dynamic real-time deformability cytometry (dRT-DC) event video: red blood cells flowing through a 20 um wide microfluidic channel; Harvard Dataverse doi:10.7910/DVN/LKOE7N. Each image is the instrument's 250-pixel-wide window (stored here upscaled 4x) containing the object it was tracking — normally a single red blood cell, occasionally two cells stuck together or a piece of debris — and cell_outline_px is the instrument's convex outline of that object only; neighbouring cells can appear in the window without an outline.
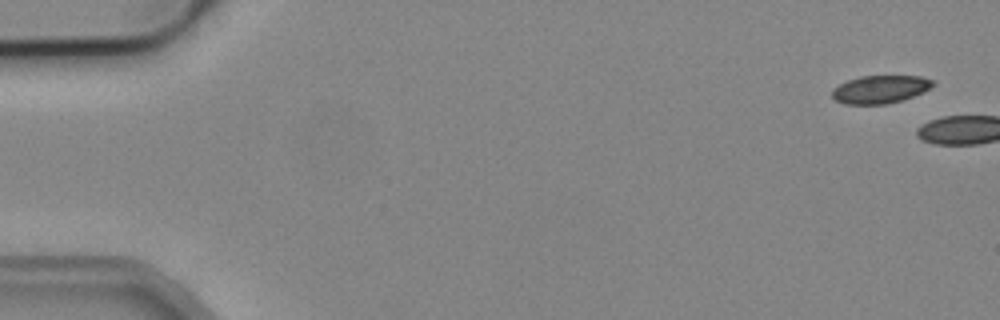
{"species": "common noctule bat (a hibernating species)", "species_latin": "Nyctalus noctula", "temperature_condition": "cold", "stored_images_in_passage": 5, "camera_frame_rate_fps": 3000, "um_per_image_px": 0.085, "animal": {"sex": "male", "body_mass_g": 19.2, "forearm_length_mm": 51.8}, "frame": {"image": 1, "passage_image": 1, "time_ms": 0.0, "image_size_px": [1000, 320], "cell_outline_px": [[936, 84], [924, 92], [900, 100], [884, 104], [844, 104], [836, 100], [832, 96], [832, 88], [848, 80], [860, 76], [920, 76], [932, 80]], "centroid_in_image_um": [74.81, 7.58], "position_along_channel_um": 10.2, "area_um2": 16.3}}
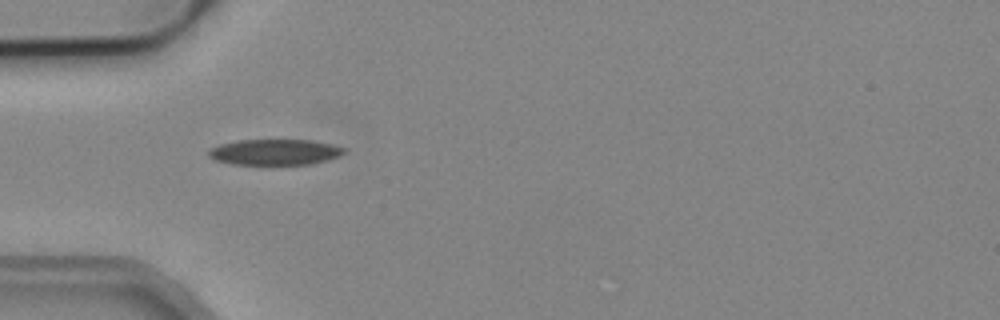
{"frame": {"image": 2, "passage_image": 5, "time_ms": 1.333, "image_size_px": [1000, 320], "cell_outline_px": [[344, 152], [340, 156], [308, 164], [232, 164], [212, 160], [208, 156], [208, 152], [212, 148], [220, 144], [236, 140], [308, 140], [332, 144], [344, 148]], "centroid_in_image_um": [23.3, 12.92], "position_along_channel_um": 61.7, "area_um2": 20.17}}